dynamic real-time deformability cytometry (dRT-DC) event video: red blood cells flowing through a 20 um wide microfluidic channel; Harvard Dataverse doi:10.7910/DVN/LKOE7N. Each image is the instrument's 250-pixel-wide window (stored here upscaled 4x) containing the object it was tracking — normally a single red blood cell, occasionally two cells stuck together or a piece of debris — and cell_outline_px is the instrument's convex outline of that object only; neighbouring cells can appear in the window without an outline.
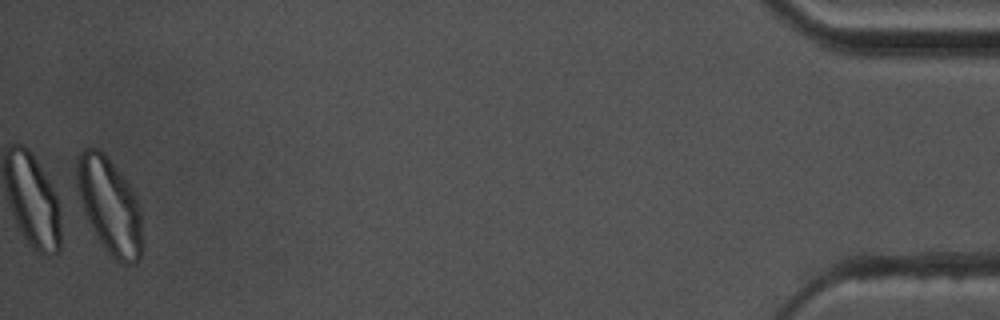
{"species": "common noctule bat (a hibernating species)", "species_latin": "Nyctalus noctula", "temperature_condition": "warm", "stored_images_in_passage": 55, "camera_frame_rate_fps": 3000, "um_per_image_px": 0.085, "animal": {"sex": "male", "body_mass_g": 17.5, "forearm_length_mm": 52.3}, "frame": {"image": 1, "passage_image": 55, "time_ms": 18.0, "image_size_px": [1000, 320], "cell_outline_px": [[144, 248], [140, 260], [136, 264], [120, 264], [100, 244], [84, 212], [80, 200], [76, 184], [76, 168], [80, 152], [84, 148], [96, 148], [104, 152], [124, 176], [132, 188], [136, 196], [140, 208], [144, 244]], "centroid_in_image_um": [9.36, 17.53], "position_along_channel_um": 425.8, "area_um2": 37.4}, "authors_computed_cell_mechanics": {"area_um2": 29.767, "velocity_mm_per_s": 3.6397, "shape_relaxation_time_tau1_ms": 6.9157, "shape_relaxation_time_tau2_ms": 2.0474, "deformation_change_tau1": 0.1693, "deformation_change_tau2": 0.0796}}